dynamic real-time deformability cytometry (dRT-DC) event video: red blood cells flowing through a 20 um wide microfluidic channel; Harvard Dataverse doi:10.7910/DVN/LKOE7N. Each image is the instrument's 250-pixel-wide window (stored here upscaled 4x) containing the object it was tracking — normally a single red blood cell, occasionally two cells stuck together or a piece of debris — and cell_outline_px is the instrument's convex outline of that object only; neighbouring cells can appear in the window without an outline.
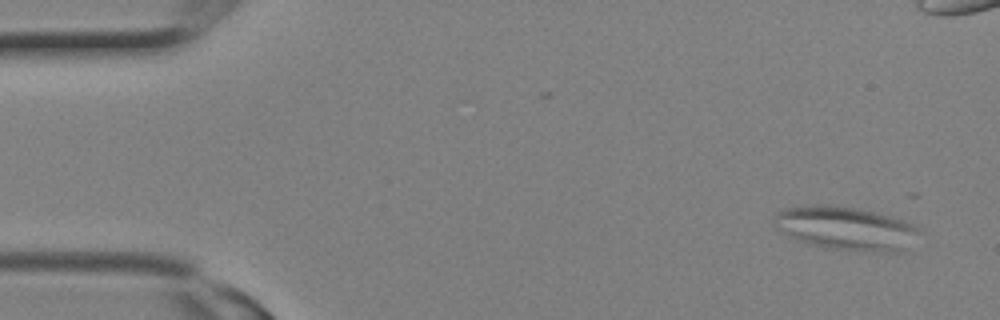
{"species": "Egyptian fruit bat (a non-hibernating species)", "species_latin": "Rousettus aegyptiacus", "temperature_condition": "room temperature", "stored_images_in_passage": 5, "camera_frame_rate_fps": 3000, "um_per_image_px": 0.085, "animal": {"sex": "female"}, "frame": {"image": 1, "passage_image": 1, "time_ms": 0.0, "image_size_px": [1000, 320], "cell_outline_px": [[916, 228], [904, 248], [900, 252], [884, 252], [828, 248], [812, 244], [788, 236], [780, 232], [772, 224], [772, 220], [776, 212], [784, 208], [812, 204], [828, 204], [856, 208], [888, 216], [912, 224]], "centroid_in_image_um": [71.71, 19.38], "position_along_channel_um": 13.3, "area_um2": 35.89}}